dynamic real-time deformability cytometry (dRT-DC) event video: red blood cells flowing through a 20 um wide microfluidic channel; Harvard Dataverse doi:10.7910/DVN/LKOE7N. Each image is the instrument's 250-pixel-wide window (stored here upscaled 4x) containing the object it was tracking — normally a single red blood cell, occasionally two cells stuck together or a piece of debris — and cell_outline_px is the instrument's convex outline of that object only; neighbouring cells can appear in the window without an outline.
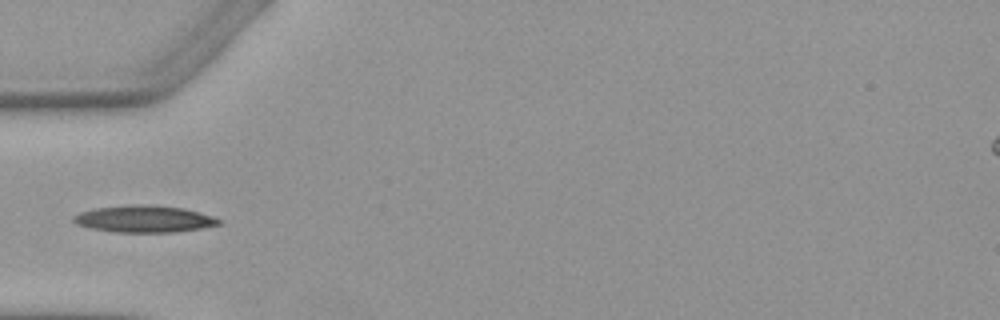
{"species": "Egyptian fruit bat (a non-hibernating species)", "species_latin": "Rousettus aegyptiacus", "temperature_condition": "warm", "stored_images_in_passage": 4, "camera_frame_rate_fps": 3000, "um_per_image_px": 0.085, "animal": {"sex": "female"}, "frame": {"image": 1, "passage_image": 4, "time_ms": 3.333, "image_size_px": [1000, 320], "cell_outline_px": [[224, 220], [220, 224], [200, 228], [176, 232], [116, 232], [92, 228], [76, 224], [72, 220], [72, 216], [80, 212], [96, 208], [140, 204], [148, 204], [184, 208], [200, 212]], "centroid_in_image_um": [12.28, 18.61], "position_along_channel_um": 72.7, "area_um2": 22.72}}